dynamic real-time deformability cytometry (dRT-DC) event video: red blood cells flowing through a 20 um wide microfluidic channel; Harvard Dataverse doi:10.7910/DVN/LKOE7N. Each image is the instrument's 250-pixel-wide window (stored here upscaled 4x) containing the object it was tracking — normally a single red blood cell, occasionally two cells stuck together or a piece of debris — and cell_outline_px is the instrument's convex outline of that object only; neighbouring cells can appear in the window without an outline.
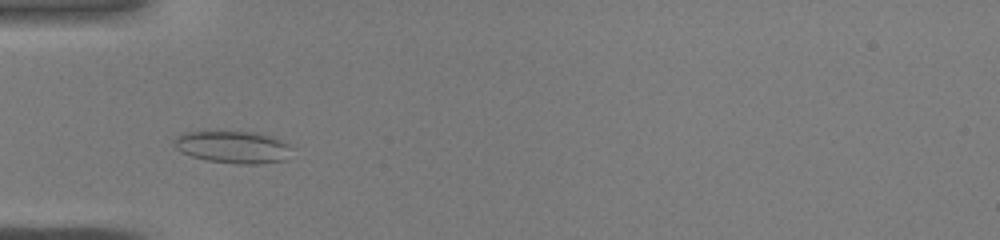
{"species": "common noctule bat (a hibernating species)", "species_latin": "Nyctalus noctula", "temperature_condition": "warm", "stored_images_in_passage": 37, "camera_frame_rate_fps": 3000, "um_per_image_px": 0.085, "animal": {"sex": "male", "body_mass_g": 19.0, "forearm_length_mm": 50.8}, "frame": {"image": 1, "passage_image": 8, "time_ms": 2.333, "image_size_px": [1000, 240], "cell_outline_px": [[288, 160], [264, 164], [236, 164], [208, 160], [192, 156], [180, 152], [172, 144], [172, 140], [176, 136], [184, 132], [252, 132], [276, 136], [288, 144]], "centroid_in_image_um": [19.79, 12.51], "position_along_channel_um": 65.2, "area_um2": 22.25}}
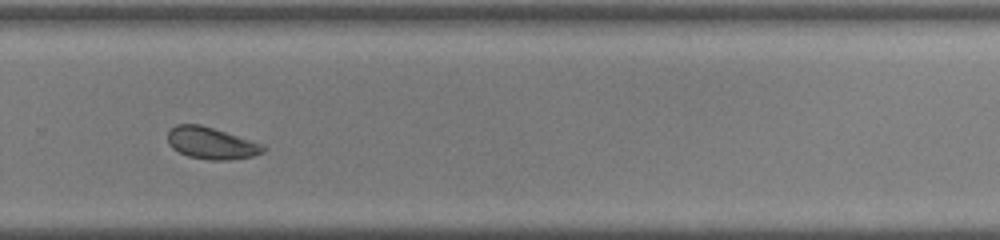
{"frame": {"image": 2, "passage_image": 24, "time_ms": 7.667, "image_size_px": [1000, 240], "cell_outline_px": [[268, 148], [264, 152], [252, 156], [228, 160], [208, 160], [188, 156], [172, 148], [168, 144], [168, 132], [176, 124], [200, 124], [264, 144]], "centroid_in_image_um": [17.98, 12.17], "position_along_channel_um": 311.8, "area_um2": 17.74}}
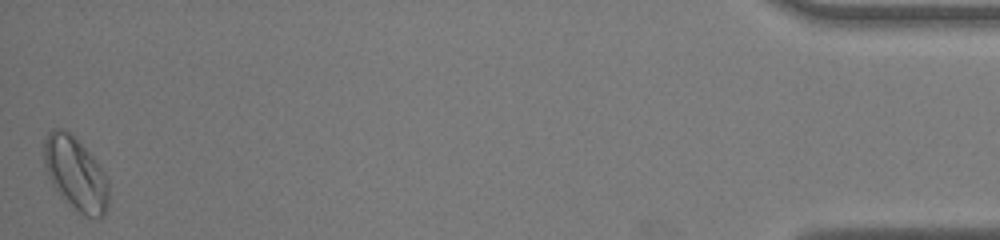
{"frame": {"image": 3, "passage_image": 37, "time_ms": 12.0, "image_size_px": [1000, 240], "cell_outline_px": [[108, 208], [104, 216], [84, 216], [64, 200], [52, 184], [48, 176], [44, 164], [44, 140], [48, 132], [52, 128], [64, 128], [72, 132], [96, 160], [104, 172], [108, 180]], "centroid_in_image_um": [6.42, 14.72], "position_along_channel_um": 428.8, "area_um2": 27.86}}